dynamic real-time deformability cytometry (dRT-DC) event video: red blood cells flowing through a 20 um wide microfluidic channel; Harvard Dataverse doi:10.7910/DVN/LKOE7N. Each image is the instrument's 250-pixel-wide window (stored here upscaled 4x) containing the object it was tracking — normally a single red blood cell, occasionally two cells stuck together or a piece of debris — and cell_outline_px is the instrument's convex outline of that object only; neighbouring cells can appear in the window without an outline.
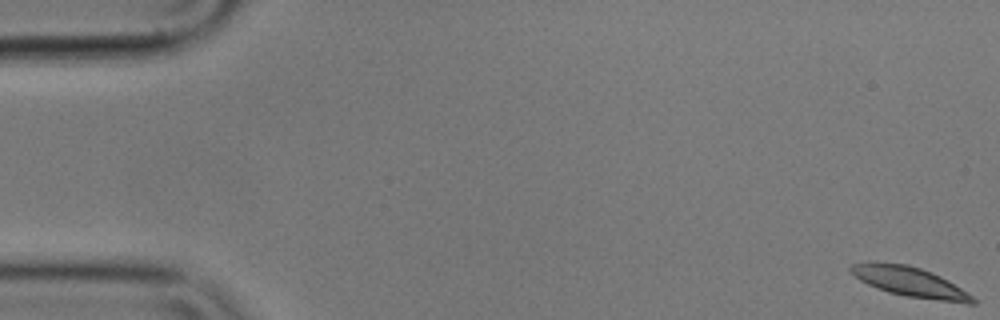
{"species": "common noctule bat (a hibernating species)", "species_latin": "Nyctalus noctula", "temperature_condition": "cold", "stored_images_in_passage": 58, "camera_frame_rate_fps": 3000, "um_per_image_px": 0.085, "animal": {"sex": "male", "body_mass_g": 17.9}, "frame": {"image": 1, "passage_image": 1, "time_ms": 0.0, "image_size_px": [1000, 320], "cell_outline_px": [[976, 304], [964, 304], [908, 296], [888, 292], [868, 284], [860, 280], [848, 268], [852, 264], [908, 264], [932, 272], [948, 280], [972, 296], [976, 300]], "centroid_in_image_um": [77.44, 24.0], "position_along_channel_um": 7.6, "area_um2": 20.46}}
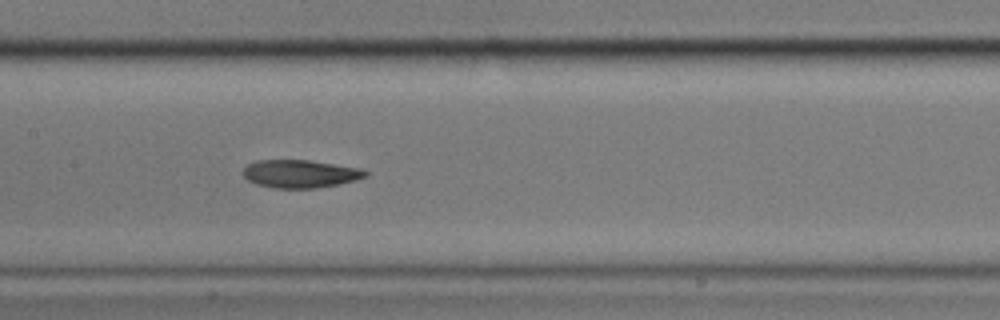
{"frame": {"image": 2, "passage_image": 29, "time_ms": 9.333, "image_size_px": [1000, 320], "cell_outline_px": [[368, 176], [356, 180], [316, 188], [272, 188], [256, 184], [248, 180], [244, 176], [244, 168], [248, 164], [256, 160], [308, 160], [360, 168], [368, 172]], "centroid_in_image_um": [25.51, 14.77], "position_along_channel_um": 181.9, "area_um2": 19.83}}
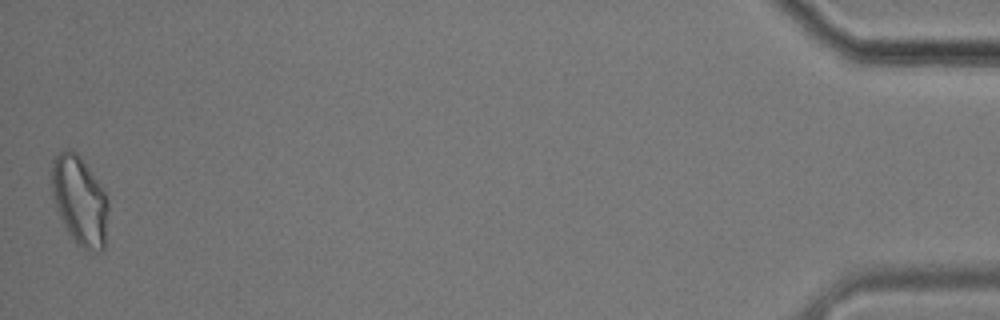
{"frame": {"image": 3, "passage_image": 58, "time_ms": 19.0, "image_size_px": [1000, 320], "cell_outline_px": [[108, 212], [104, 248], [100, 252], [96, 252], [84, 248], [76, 244], [68, 232], [56, 208], [52, 192], [52, 160], [64, 148], [72, 148], [80, 156], [104, 188], [108, 200]], "centroid_in_image_um": [6.79, 17.02], "position_along_channel_um": 428.4, "area_um2": 29.54}, "authors_computed_cell_mechanics": {"area_um2": 21.0681, "velocity_mm_per_s": 3.5359, "shape_relaxation_time_tau1_ms": null, "shape_relaxation_time_tau2_ms": 5.6477, "deformation_change_tau1": null, "deformation_change_tau2": 0.1301}}